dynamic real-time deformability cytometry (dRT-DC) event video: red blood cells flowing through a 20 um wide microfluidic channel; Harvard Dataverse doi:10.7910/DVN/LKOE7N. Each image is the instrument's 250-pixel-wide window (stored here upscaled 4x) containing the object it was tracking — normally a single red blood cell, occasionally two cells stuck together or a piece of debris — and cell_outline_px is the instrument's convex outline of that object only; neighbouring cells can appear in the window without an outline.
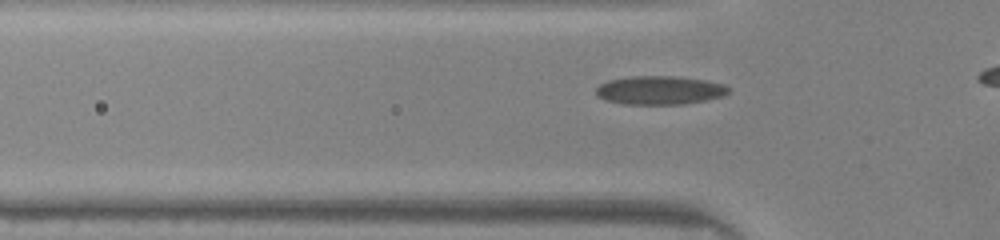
{"species": "common noctule bat (a hibernating species)", "species_latin": "Nyctalus noctula", "temperature_condition": "warm", "stored_images_in_passage": 9, "camera_frame_rate_fps": 3000, "um_per_image_px": 0.085, "animal": {"sex": "male", "body_mass_g": 20.0, "forearm_length_mm": 53.3}, "frame": {"image": 1, "passage_image": 6, "time_ms": 1.667, "image_size_px": [1000, 240], "cell_outline_px": [[728, 92], [720, 96], [704, 100], [684, 104], [624, 104], [604, 100], [596, 96], [596, 88], [600, 84], [608, 80], [632, 76], [672, 76], [704, 80], [724, 84], [728, 88]], "centroid_in_image_um": [56.0, 7.67], "position_along_channel_um": 69.8, "area_um2": 21.91}}